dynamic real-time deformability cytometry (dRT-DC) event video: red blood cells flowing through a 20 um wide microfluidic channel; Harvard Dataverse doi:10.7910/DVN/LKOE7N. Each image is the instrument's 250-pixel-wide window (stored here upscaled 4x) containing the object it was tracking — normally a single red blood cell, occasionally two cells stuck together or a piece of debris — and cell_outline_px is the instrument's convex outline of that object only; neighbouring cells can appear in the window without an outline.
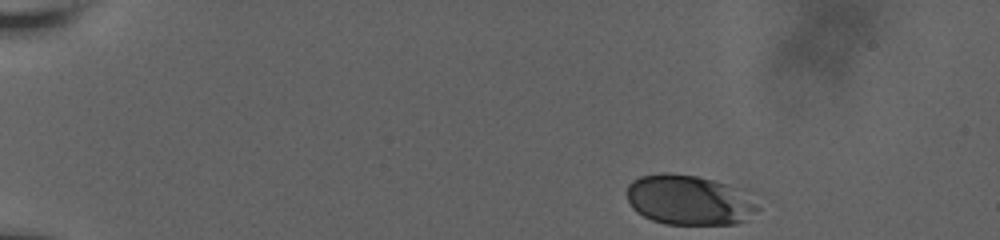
{"species": "human", "species_latin": "Homo sapiens", "temperature_condition": "room temperature", "stored_images_in_passage": 42, "camera_frame_rate_fps": 3000, "um_per_image_px": 0.085, "donor": {"sex": "male"}, "frame": {"image": 1, "passage_image": 1, "time_ms": 0.0, "image_size_px": [1000, 240], "cell_outline_px": [[760, 208], [756, 212], [744, 220], [736, 224], [664, 224], [652, 220], [636, 212], [632, 208], [628, 200], [628, 184], [632, 180], [640, 176], [660, 172], [668, 172], [696, 176], [748, 188], [756, 192]], "centroid_in_image_um": [58.69, 16.98], "position_along_channel_um": 26.3, "area_um2": 39.36}}
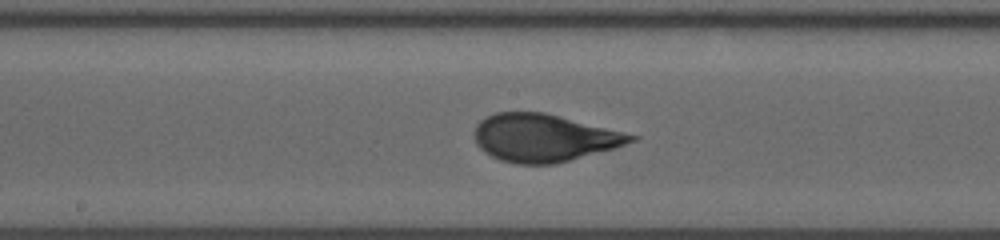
{"frame": {"image": 2, "passage_image": 24, "time_ms": 7.667, "image_size_px": [1000, 240], "cell_outline_px": [[640, 136], [636, 140], [616, 148], [556, 164], [516, 164], [500, 160], [484, 152], [476, 144], [476, 124], [484, 116], [496, 112], [544, 112]], "centroid_in_image_um": [46.23, 11.72], "position_along_channel_um": 202.0, "area_um2": 43.47}}
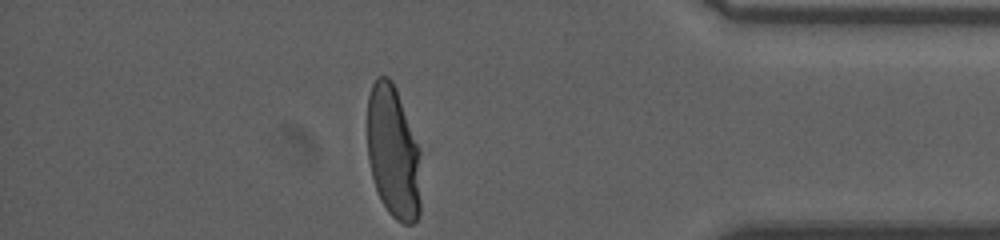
{"frame": {"image": 3, "passage_image": 42, "time_ms": 13.667, "image_size_px": [1000, 240], "cell_outline_px": [[420, 212], [416, 220], [412, 224], [404, 224], [396, 220], [388, 212], [380, 200], [372, 176], [368, 160], [368, 96], [372, 84], [376, 76], [388, 76], [392, 80], [396, 88], [420, 148]], "centroid_in_image_um": [33.43, 12.95], "position_along_channel_um": 401.8, "area_um2": 41.91}, "authors_computed_cell_mechanics": {"area_um2": 43.2344, "velocity_mm_per_s": 3.7662, "shape_relaxation_time_tau1_ms": 3.8622, "shape_relaxation_time_tau2_ms": null, "deformation_change_tau1": 0.1603, "deformation_change_tau2": null}}